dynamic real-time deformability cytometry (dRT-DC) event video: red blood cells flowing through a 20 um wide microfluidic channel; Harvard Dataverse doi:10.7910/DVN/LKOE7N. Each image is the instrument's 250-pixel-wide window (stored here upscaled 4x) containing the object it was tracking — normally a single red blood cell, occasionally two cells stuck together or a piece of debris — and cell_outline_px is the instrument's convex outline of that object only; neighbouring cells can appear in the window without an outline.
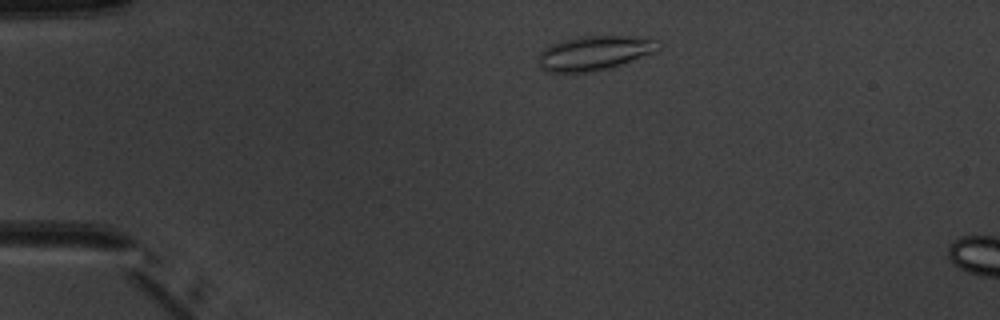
{"species": "common noctule bat (a hibernating species)", "species_latin": "Nyctalus noctula", "temperature_condition": "warm", "stored_images_in_passage": 4, "camera_frame_rate_fps": 3000, "um_per_image_px": 0.085, "animal": {"sex": "male", "body_mass_g": 20.1, "forearm_length_mm": 53.5}, "frame": {"image": 1, "passage_image": 2, "time_ms": 1.333, "image_size_px": [1000, 320], "cell_outline_px": [[656, 52], [608, 68], [592, 72], [548, 72], [540, 68], [540, 52], [544, 48], [552, 44], [576, 36], [628, 36], [656, 40]], "centroid_in_image_um": [50.47, 4.51], "position_along_channel_um": 34.5, "area_um2": 23.58}}